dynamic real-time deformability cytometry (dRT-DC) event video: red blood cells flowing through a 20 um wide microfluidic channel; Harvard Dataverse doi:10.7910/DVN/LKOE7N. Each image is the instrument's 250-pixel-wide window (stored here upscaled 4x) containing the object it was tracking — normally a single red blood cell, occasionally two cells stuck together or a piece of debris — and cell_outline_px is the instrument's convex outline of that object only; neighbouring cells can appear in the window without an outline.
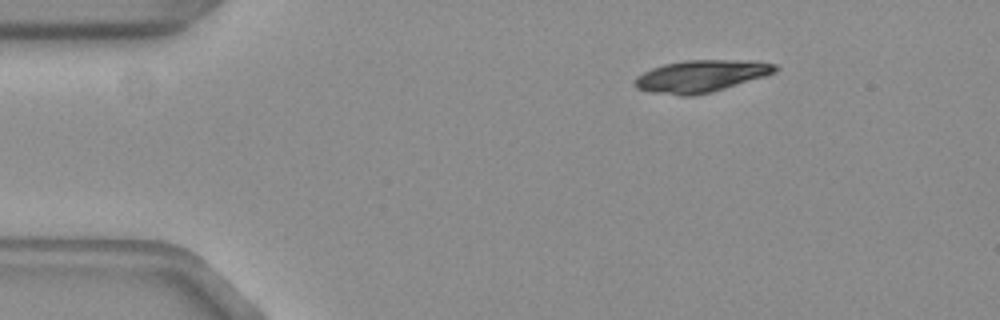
{"species": "common noctule bat (a hibernating species)", "species_latin": "Nyctalus noctula", "temperature_condition": "warm", "stored_images_in_passage": 47, "camera_frame_rate_fps": 3000, "um_per_image_px": 0.085, "animal": {"sex": "female", "body_mass_g": 19.3, "forearm_length_mm": 54.1}, "frame": {"image": 1, "passage_image": 1, "time_ms": 0.0, "image_size_px": [1000, 320], "cell_outline_px": [[780, 68], [776, 72], [764, 76], [712, 92], [692, 96], [680, 96], [652, 92], [636, 88], [636, 76], [652, 68], [664, 64], [688, 60], [756, 60], [776, 64]], "centroid_in_image_um": [59.63, 6.46], "position_along_channel_um": 25.4, "area_um2": 26.18}}
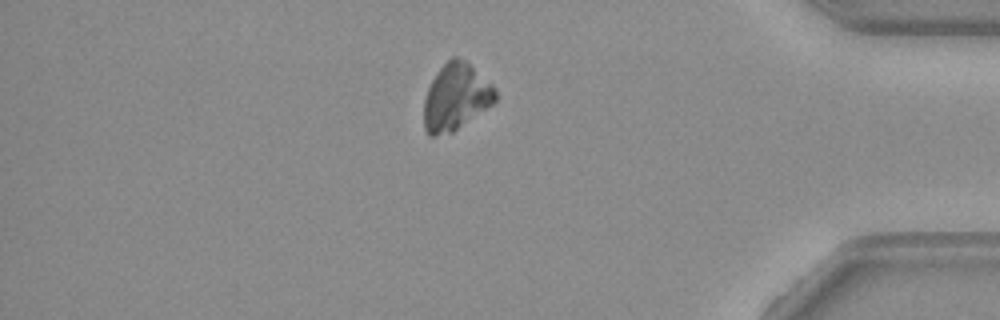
{"frame": {"image": 2, "passage_image": 39, "time_ms": 12.667, "image_size_px": [1000, 320], "cell_outline_px": [[496, 100], [492, 104], [452, 132], [432, 136], [428, 136], [424, 128], [424, 100], [428, 88], [436, 72], [452, 56], [456, 56], [464, 60], [492, 84], [496, 88]], "centroid_in_image_um": [38.73, 8.25], "position_along_channel_um": 396.5, "area_um2": 27.4}}